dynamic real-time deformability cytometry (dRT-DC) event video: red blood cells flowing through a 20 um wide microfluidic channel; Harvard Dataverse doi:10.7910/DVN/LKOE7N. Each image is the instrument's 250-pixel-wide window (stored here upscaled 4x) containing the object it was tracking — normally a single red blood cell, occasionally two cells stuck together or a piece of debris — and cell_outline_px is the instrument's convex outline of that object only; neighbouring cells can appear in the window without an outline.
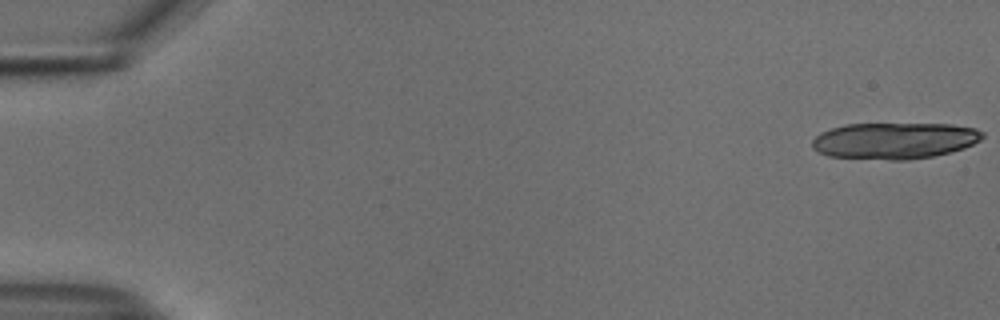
{"species": "common noctule bat (a hibernating species)", "species_latin": "Nyctalus noctula", "temperature_condition": "cold", "stored_images_in_passage": 20, "camera_frame_rate_fps": 3000, "um_per_image_px": 0.085, "animal": {"sex": "male", "body_mass_g": 18.8}, "frame": {"image": 1, "passage_image": 1, "time_ms": 0.0, "image_size_px": [1000, 320], "cell_outline_px": [[984, 136], [980, 140], [964, 148], [932, 156], [908, 160], [888, 160], [828, 156], [812, 148], [812, 140], [820, 132], [844, 124], [952, 124], [976, 128], [984, 132]], "centroid_in_image_um": [76.03, 11.95], "position_along_channel_um": 9.0, "area_um2": 36.18}}